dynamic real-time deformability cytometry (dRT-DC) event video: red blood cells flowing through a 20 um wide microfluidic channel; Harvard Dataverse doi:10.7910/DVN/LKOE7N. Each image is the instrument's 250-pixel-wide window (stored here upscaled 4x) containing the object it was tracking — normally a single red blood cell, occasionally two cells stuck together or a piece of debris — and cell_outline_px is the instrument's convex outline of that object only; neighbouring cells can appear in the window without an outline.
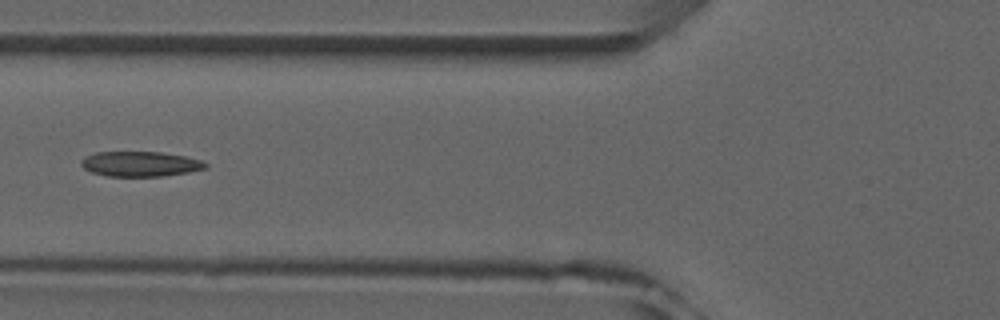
{"species": "common noctule bat (a hibernating species)", "species_latin": "Nyctalus noctula", "temperature_condition": "room temperature", "stored_images_in_passage": 6, "camera_frame_rate_fps": 3000, "um_per_image_px": 0.085, "animal": {"sex": "male", "forearm_length_mm": 52.5}, "frame": {"image": 1, "passage_image": 6, "time_ms": 5.667, "image_size_px": [1000, 320], "cell_outline_px": [[208, 168], [188, 172], [160, 176], [108, 176], [92, 172], [84, 168], [80, 164], [80, 160], [84, 156], [96, 152], [160, 152], [184, 156], [200, 160], [208, 164]], "centroid_in_image_um": [11.9, 13.93], "position_along_channel_um": 113.9, "area_um2": 18.09}}